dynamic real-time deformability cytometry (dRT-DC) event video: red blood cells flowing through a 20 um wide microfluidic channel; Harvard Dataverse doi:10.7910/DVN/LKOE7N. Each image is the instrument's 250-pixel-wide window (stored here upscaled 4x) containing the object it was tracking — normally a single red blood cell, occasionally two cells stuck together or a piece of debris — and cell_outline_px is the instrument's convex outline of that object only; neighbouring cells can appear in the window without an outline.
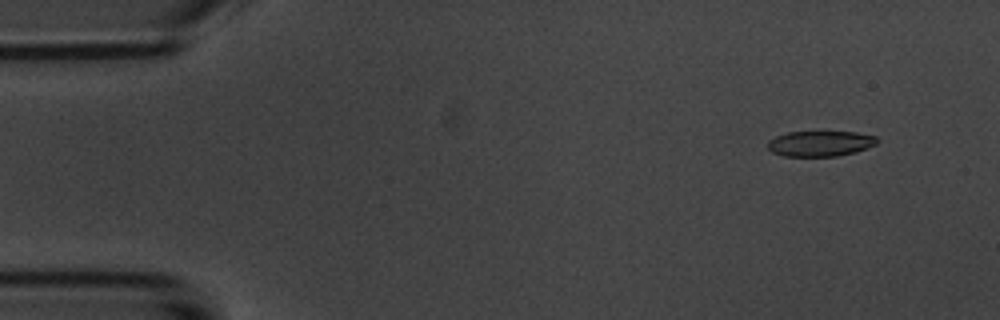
{"species": "common noctule bat (a hibernating species)", "species_latin": "Nyctalus noctula", "temperature_condition": "room temperature", "stored_images_in_passage": 55, "camera_frame_rate_fps": 3000, "um_per_image_px": 0.085, "animal": {"sex": "male", "body_mass_g": 20.1, "forearm_length_mm": 53.5}, "frame": {"image": 1, "passage_image": 5, "time_ms": 1.333, "image_size_px": [1000, 320], "cell_outline_px": [[880, 140], [876, 144], [856, 152], [836, 156], [784, 156], [772, 152], [768, 148], [768, 140], [776, 136], [788, 132], [856, 132], [876, 136]], "centroid_in_image_um": [69.73, 12.2], "position_along_channel_um": 15.3, "area_um2": 16.24}}
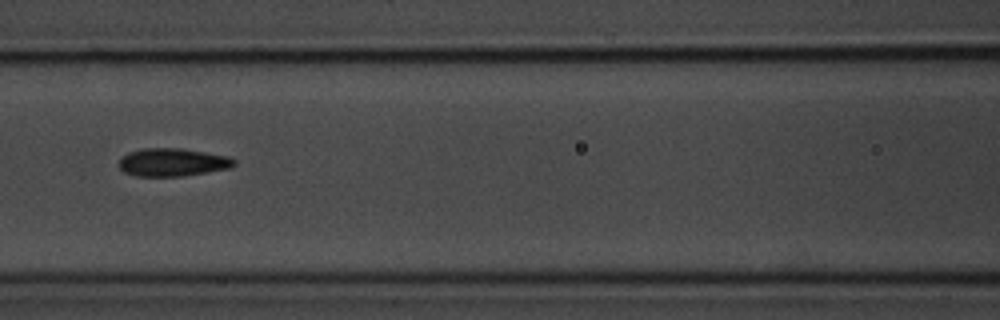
{"frame": {"image": 2, "passage_image": 24, "time_ms": 7.667, "image_size_px": [1000, 320], "cell_outline_px": [[236, 164], [232, 168], [184, 176], [136, 176], [124, 172], [120, 168], [120, 156], [128, 152], [140, 148], [184, 148], [228, 156], [236, 160]], "centroid_in_image_um": [14.68, 13.78], "position_along_channel_um": 151.9, "area_um2": 19.07}}
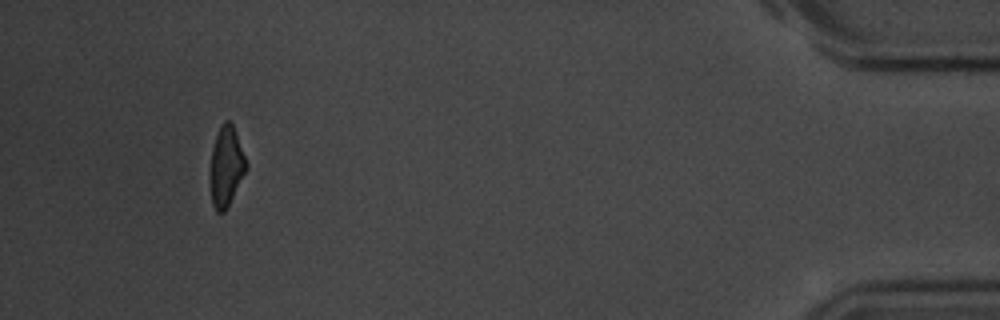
{"frame": {"image": 3, "passage_image": 51, "time_ms": 16.667, "image_size_px": [1000, 320], "cell_outline_px": [[248, 168], [228, 208], [224, 212], [216, 212], [212, 204], [208, 180], [212, 148], [216, 136], [224, 120], [228, 120], [232, 124], [236, 132], [248, 164]], "centroid_in_image_um": [19.21, 14.21], "position_along_channel_um": 416.0, "area_um2": 17.28}, "authors_computed_cell_mechanics": {"area_um2": 17.9758, "velocity_mm_per_s": 3.7077, "shape_relaxation_time_tau1_ms": 3.0888, "shape_relaxation_time_tau2_ms": 4.3031, "deformation_change_tau1": 0.1304, "deformation_change_tau2": 0.1182}}